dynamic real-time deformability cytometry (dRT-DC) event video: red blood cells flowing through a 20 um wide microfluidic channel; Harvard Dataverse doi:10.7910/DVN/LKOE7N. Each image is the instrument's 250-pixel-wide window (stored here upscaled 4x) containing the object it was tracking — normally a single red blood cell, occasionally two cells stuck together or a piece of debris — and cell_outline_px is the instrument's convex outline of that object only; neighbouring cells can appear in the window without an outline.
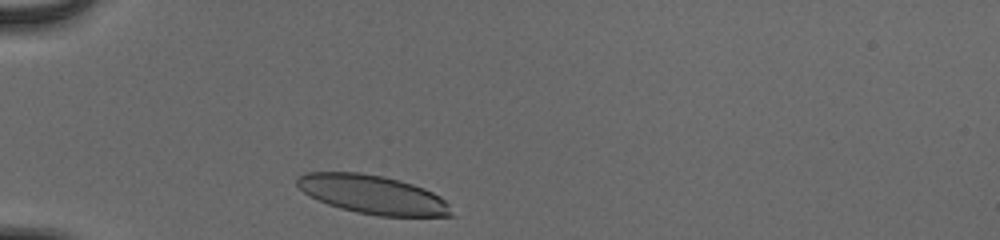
{"species": "human", "species_latin": "Homo sapiens", "temperature_condition": "cold", "stored_images_in_passage": 30, "camera_frame_rate_fps": 3000, "um_per_image_px": 0.085, "donor": {"sex": "male"}, "frame": {"image": 1, "passage_image": 1, "time_ms": 0.0, "image_size_px": [1000, 240], "cell_outline_px": [[452, 216], [380, 216], [356, 212], [340, 208], [328, 204], [304, 192], [296, 184], [296, 180], [304, 172], [360, 172], [384, 176], [400, 180], [424, 188], [440, 196], [448, 204]], "centroid_in_image_um": [31.67, 16.52], "position_along_channel_um": 53.3, "area_um2": 34.56}}
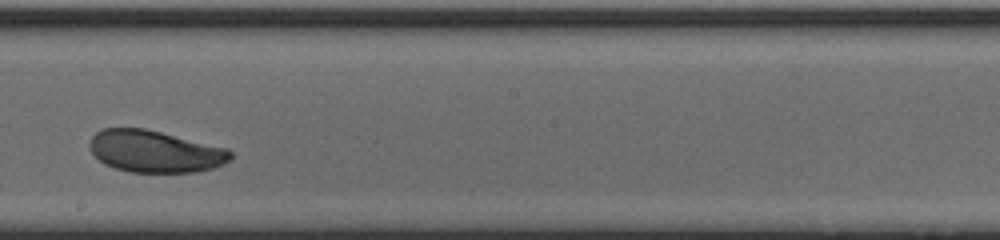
{"frame": {"image": 2, "passage_image": 17, "time_ms": 5.333, "image_size_px": [1000, 240], "cell_outline_px": [[232, 160], [224, 164], [212, 168], [196, 172], [128, 172], [104, 164], [92, 152], [88, 144], [92, 136], [96, 132], [104, 128], [144, 128], [228, 148], [232, 152]], "centroid_in_image_um": [13.19, 12.87], "position_along_channel_um": 235.0, "area_um2": 34.51}}
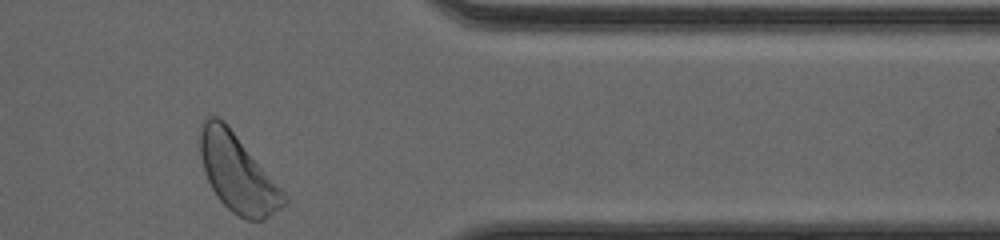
{"frame": {"image": 3, "passage_image": 30, "time_ms": 9.667, "image_size_px": [1000, 240], "cell_outline_px": [[288, 200], [280, 208], [264, 220], [248, 220], [232, 212], [216, 196], [208, 180], [200, 156], [200, 128], [204, 120], [208, 116], [216, 116], [224, 120], [284, 192]], "centroid_in_image_um": [20.18, 14.71], "position_along_channel_um": 391.2, "area_um2": 37.28}, "authors_computed_cell_mechanics": {"area_um2": 35.3158, "velocity_mm_per_s": 3.8467, "shape_relaxation_time_tau1_ms": 2.6199, "shape_relaxation_time_tau2_ms": 1.8109, "deformation_change_tau1": 0.1145, "deformation_change_tau2": 0.0779}}